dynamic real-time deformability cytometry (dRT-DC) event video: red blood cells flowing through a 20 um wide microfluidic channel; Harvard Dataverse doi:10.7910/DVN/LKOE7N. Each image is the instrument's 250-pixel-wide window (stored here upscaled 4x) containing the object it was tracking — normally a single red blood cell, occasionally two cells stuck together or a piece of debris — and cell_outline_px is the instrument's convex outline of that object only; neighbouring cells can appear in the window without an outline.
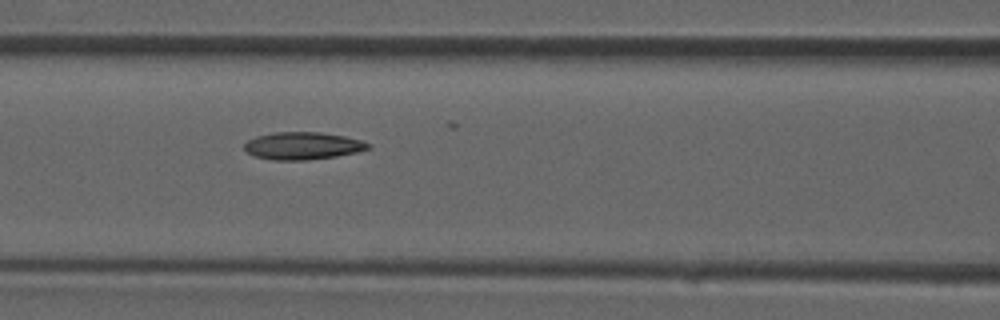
{"species": "common noctule bat (a hibernating species)", "species_latin": "Nyctalus noctula", "temperature_condition": "room temperature", "stored_images_in_passage": 24, "camera_frame_rate_fps": 3000, "um_per_image_px": 0.085, "animal": {"sex": "male", "forearm_length_mm": 52.5}, "frame": {"image": 1, "passage_image": 8, "time_ms": 2.333, "image_size_px": [1000, 320], "cell_outline_px": [[372, 148], [356, 152], [336, 156], [308, 160], [272, 160], [256, 156], [248, 152], [244, 148], [244, 144], [248, 140], [256, 136], [276, 132], [320, 132], [344, 136], [360, 140], [368, 144]], "centroid_in_image_um": [25.72, 12.39], "position_along_channel_um": 140.9, "area_um2": 19.65}}
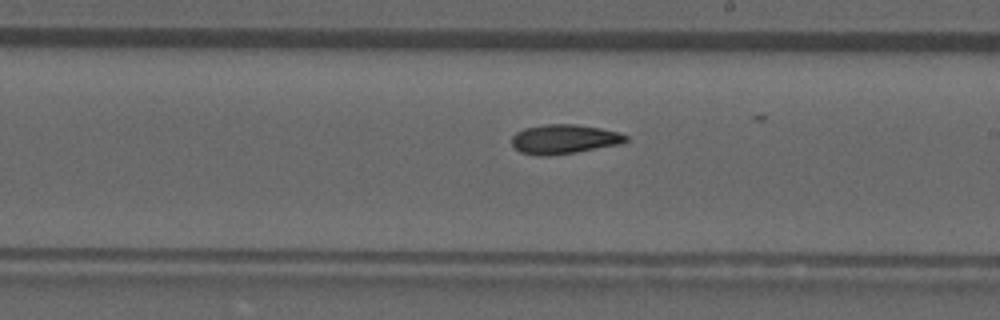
{"frame": {"image": 2, "passage_image": 14, "time_ms": 4.333, "image_size_px": [1000, 320], "cell_outline_px": [[628, 140], [620, 144], [576, 152], [548, 156], [540, 156], [520, 152], [512, 144], [512, 136], [516, 132], [524, 128], [544, 124], [576, 124], [600, 128], [620, 132], [628, 136]], "centroid_in_image_um": [47.95, 11.82], "position_along_channel_um": 241.0, "area_um2": 19.59}}